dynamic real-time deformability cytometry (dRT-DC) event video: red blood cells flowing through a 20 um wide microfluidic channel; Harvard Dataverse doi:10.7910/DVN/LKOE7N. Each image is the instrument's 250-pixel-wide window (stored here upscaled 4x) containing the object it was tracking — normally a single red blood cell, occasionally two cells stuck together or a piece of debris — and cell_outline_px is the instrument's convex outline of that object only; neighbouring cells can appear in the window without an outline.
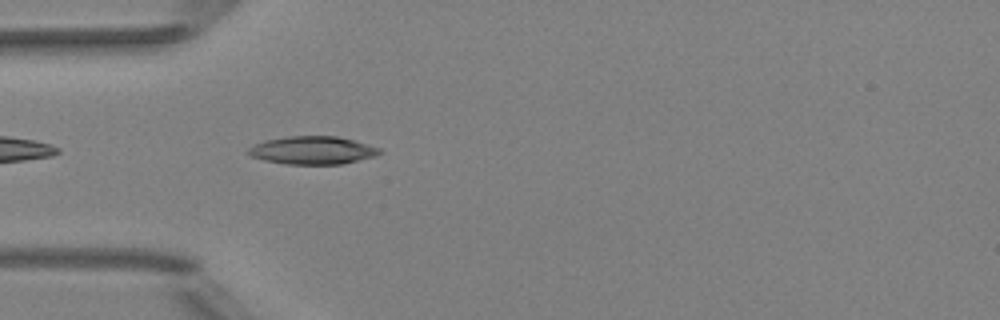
{"species": "Egyptian fruit bat (a non-hibernating species)", "species_latin": "Rousettus aegyptiacus", "temperature_condition": "room temperature", "stored_images_in_passage": 39, "camera_frame_rate_fps": 3000, "um_per_image_px": 0.085, "animal": {"sex": "female"}, "frame": {"image": 1, "passage_image": 3, "time_ms": 0.667, "image_size_px": [1000, 320], "cell_outline_px": [[384, 152], [372, 156], [340, 164], [284, 164], [264, 160], [252, 156], [248, 152], [248, 148], [264, 140], [288, 136], [336, 136], [368, 144], [380, 148]], "centroid_in_image_um": [26.55, 12.77], "position_along_channel_um": 58.4, "area_um2": 21.15}}
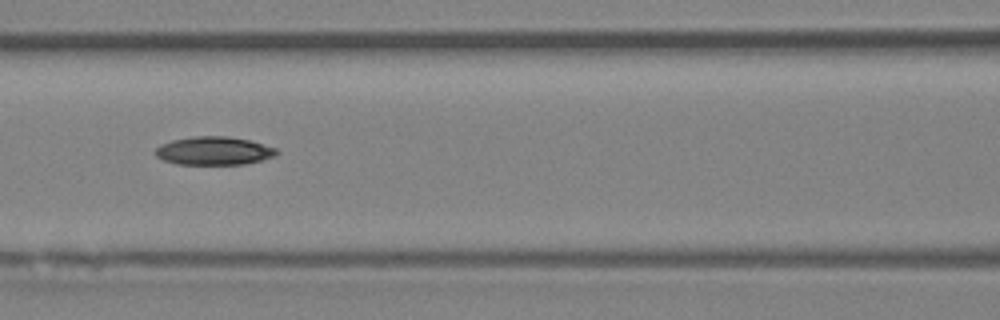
{"frame": {"image": 2, "passage_image": 10, "time_ms": 3.0, "image_size_px": [1000, 320], "cell_outline_px": [[280, 152], [276, 156], [244, 164], [176, 164], [164, 160], [156, 156], [152, 152], [160, 144], [172, 140], [192, 136], [228, 136], [248, 140], [276, 148]], "centroid_in_image_um": [18.15, 12.81], "position_along_channel_um": 148.4, "area_um2": 20.06}}
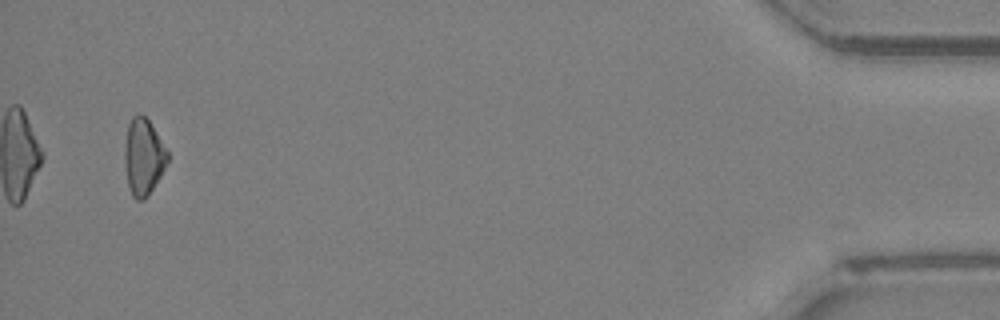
{"frame": {"image": 3, "passage_image": 37, "time_ms": 12.0, "image_size_px": [1000, 320], "cell_outline_px": [[168, 160], [160, 176], [144, 200], [136, 200], [132, 196], [128, 188], [124, 160], [124, 144], [128, 124], [132, 116], [140, 112], [148, 120], [168, 152]], "centroid_in_image_um": [12.15, 13.32], "position_along_channel_um": 423.0, "area_um2": 19.02}, "authors_computed_cell_mechanics": {"area_um2": 19.5942, "velocity_mm_per_s": 4.0077, "shape_relaxation_time_tau1_ms": 7.1761, "shape_relaxation_time_tau2_ms": null, "deformation_change_tau1": 0.1384, "deformation_change_tau2": null}}